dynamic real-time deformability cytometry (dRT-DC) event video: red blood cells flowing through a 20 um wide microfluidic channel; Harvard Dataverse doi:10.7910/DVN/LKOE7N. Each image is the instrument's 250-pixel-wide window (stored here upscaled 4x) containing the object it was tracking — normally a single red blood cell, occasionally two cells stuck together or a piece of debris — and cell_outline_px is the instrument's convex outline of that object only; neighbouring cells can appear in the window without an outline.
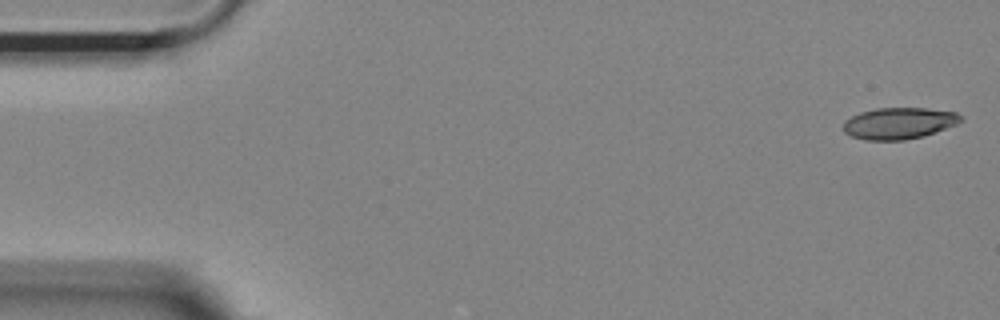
{"species": "Egyptian fruit bat (a non-hibernating species)", "species_latin": "Rousettus aegyptiacus", "temperature_condition": "room temperature", "stored_images_in_passage": 53, "camera_frame_rate_fps": 3000, "um_per_image_px": 0.085, "animal": {"sex": "female"}, "frame": {"image": 1, "passage_image": 1, "time_ms": 0.0, "image_size_px": [1000, 320], "cell_outline_px": [[964, 120], [956, 124], [924, 136], [904, 140], [864, 140], [852, 136], [844, 132], [844, 120], [860, 112], [876, 108], [928, 108], [956, 112], [964, 116]], "centroid_in_image_um": [76.43, 10.47], "position_along_channel_um": 8.6, "area_um2": 21.68}}
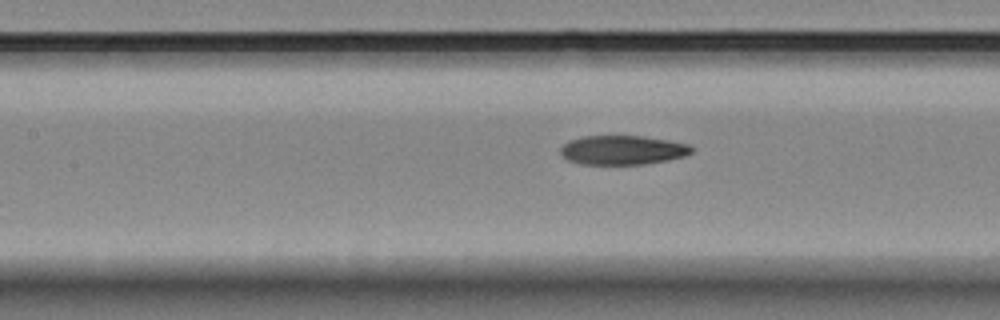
{"frame": {"image": 2, "passage_image": 23, "time_ms": 7.333, "image_size_px": [1000, 320], "cell_outline_px": [[692, 152], [688, 156], [668, 160], [644, 164], [580, 164], [568, 160], [560, 152], [560, 148], [564, 144], [572, 140], [584, 136], [644, 136], [668, 140], [688, 144], [692, 148]], "centroid_in_image_um": [52.95, 12.76], "position_along_channel_um": 154.4, "area_um2": 22.25}}
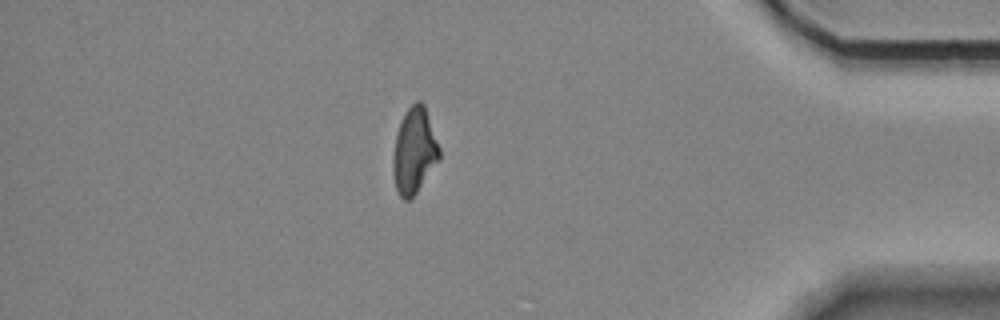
{"frame": {"image": 3, "passage_image": 46, "time_ms": 15.0, "image_size_px": [1000, 320], "cell_outline_px": [[440, 160], [416, 192], [408, 200], [404, 200], [400, 196], [396, 188], [392, 172], [392, 156], [396, 132], [400, 120], [404, 112], [416, 100], [420, 100], [424, 104], [440, 148]], "centroid_in_image_um": [35.2, 12.8], "position_along_channel_um": 400.0, "area_um2": 23.35}, "authors_computed_cell_mechanics": {"area_um2": 23.2934, "velocity_mm_per_s": 3.6946, "shape_relaxation_time_tau1_ms": null, "shape_relaxation_time_tau2_ms": 5.5957, "deformation_change_tau1": null, "deformation_change_tau2": 0.1295}}